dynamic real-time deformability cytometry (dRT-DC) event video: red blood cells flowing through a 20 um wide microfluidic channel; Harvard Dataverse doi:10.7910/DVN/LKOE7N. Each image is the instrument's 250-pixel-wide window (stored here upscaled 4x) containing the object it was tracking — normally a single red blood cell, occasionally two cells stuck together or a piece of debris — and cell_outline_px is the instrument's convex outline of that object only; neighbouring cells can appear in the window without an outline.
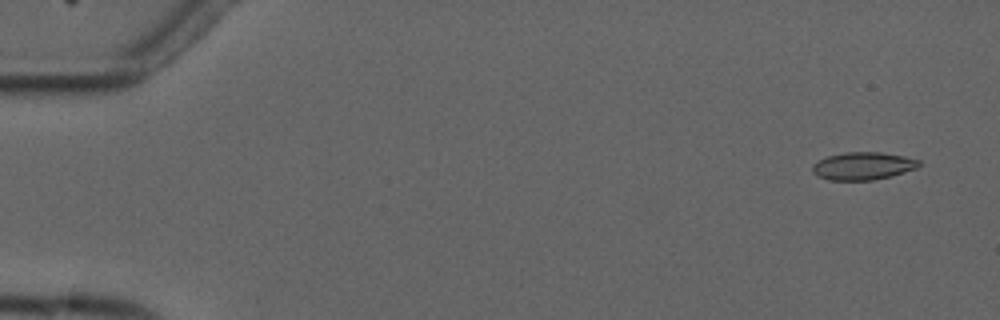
{"species": "common noctule bat (a hibernating species)", "species_latin": "Nyctalus noctula", "temperature_condition": "cold", "stored_images_in_passage": 3, "camera_frame_rate_fps": 3000, "um_per_image_px": 0.085, "animal": {"sex": "male", "forearm_length_mm": 52.5}, "frame": {"image": 1, "passage_image": 1, "time_ms": 0.0, "image_size_px": [1000, 320], "cell_outline_px": [[920, 164], [916, 168], [892, 176], [872, 180], [828, 180], [816, 176], [812, 172], [812, 164], [828, 156], [844, 152], [880, 152], [904, 156], [920, 160]], "centroid_in_image_um": [73.33, 14.11], "position_along_channel_um": 11.7, "area_um2": 17.22}}